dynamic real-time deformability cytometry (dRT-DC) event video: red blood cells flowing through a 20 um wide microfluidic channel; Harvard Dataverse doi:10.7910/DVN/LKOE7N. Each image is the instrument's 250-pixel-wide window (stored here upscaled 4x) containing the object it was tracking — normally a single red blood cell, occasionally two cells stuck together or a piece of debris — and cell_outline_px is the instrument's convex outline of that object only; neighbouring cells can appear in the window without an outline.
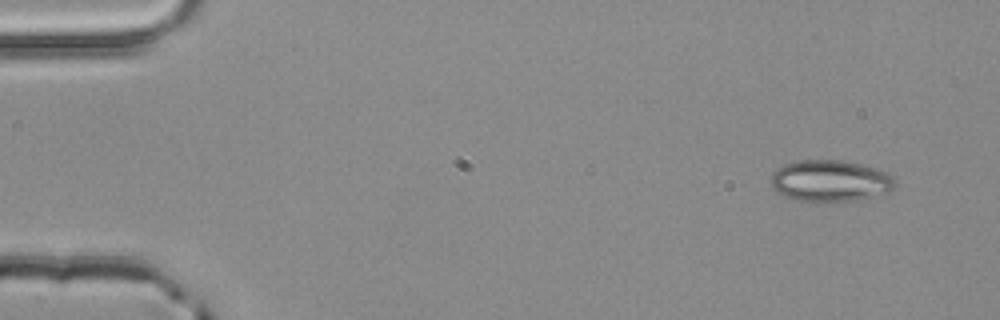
{"species": "common noctule bat (a hibernating species)", "species_latin": "Nyctalus noctula", "temperature_condition": "room temperature", "stored_images_in_passage": 4, "camera_frame_rate_fps": 3000, "um_per_image_px": 0.085, "animal": {"sex": "male", "body_mass_g": 20.4}, "frame": {"image": 1, "passage_image": 1, "time_ms": 0.0, "image_size_px": [1000, 320], "cell_outline_px": [[896, 180], [892, 188], [888, 192], [872, 196], [852, 200], [800, 200], [784, 196], [776, 192], [772, 188], [772, 172], [776, 168], [784, 164], [796, 160], [840, 160], [860, 164], [876, 168], [888, 172]], "centroid_in_image_um": [70.54, 15.34], "position_along_channel_um": 14.5, "area_um2": 29.65}}